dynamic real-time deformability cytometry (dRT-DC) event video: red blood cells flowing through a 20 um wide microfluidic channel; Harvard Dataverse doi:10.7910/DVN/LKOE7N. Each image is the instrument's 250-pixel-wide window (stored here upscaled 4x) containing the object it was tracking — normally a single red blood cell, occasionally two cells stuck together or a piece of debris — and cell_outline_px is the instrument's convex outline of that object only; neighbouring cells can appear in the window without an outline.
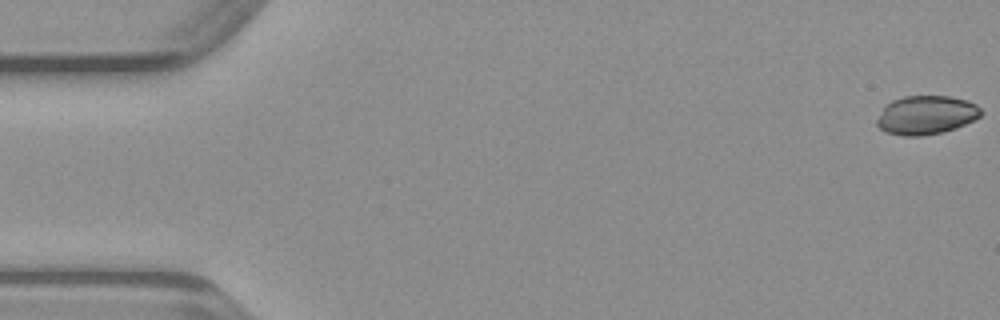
{"species": "common noctule bat (a hibernating species)", "species_latin": "Nyctalus noctula", "temperature_condition": "warm", "stored_images_in_passage": 49, "camera_frame_rate_fps": 3000, "um_per_image_px": 0.085, "animal": {"sex": "male", "body_mass_g": 23.1, "forearm_length_mm": 52.7}, "frame": {"image": 1, "passage_image": 1, "time_ms": 0.0, "image_size_px": [1000, 320], "cell_outline_px": [[984, 112], [980, 116], [956, 128], [944, 132], [920, 136], [904, 136], [888, 132], [880, 128], [876, 124], [876, 120], [884, 108], [892, 100], [904, 96], [948, 96], [968, 100], [976, 104]], "centroid_in_image_um": [78.75, 9.77], "position_along_channel_um": 6.3, "area_um2": 23.41}}
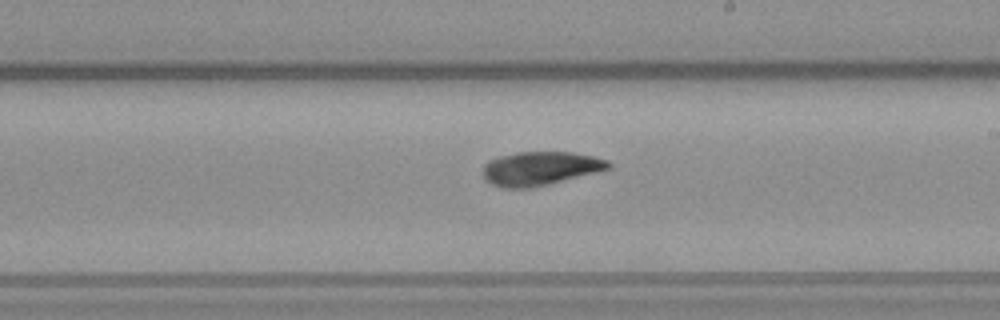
{"frame": {"image": 2, "passage_image": 28, "time_ms": 9.0, "image_size_px": [1000, 320], "cell_outline_px": [[612, 168], [532, 188], [504, 188], [492, 184], [484, 180], [484, 164], [488, 160], [500, 156], [516, 152], [572, 152], [592, 156], [608, 160], [612, 164]], "centroid_in_image_um": [45.91, 14.31], "position_along_channel_um": 243.1, "area_um2": 24.68}}
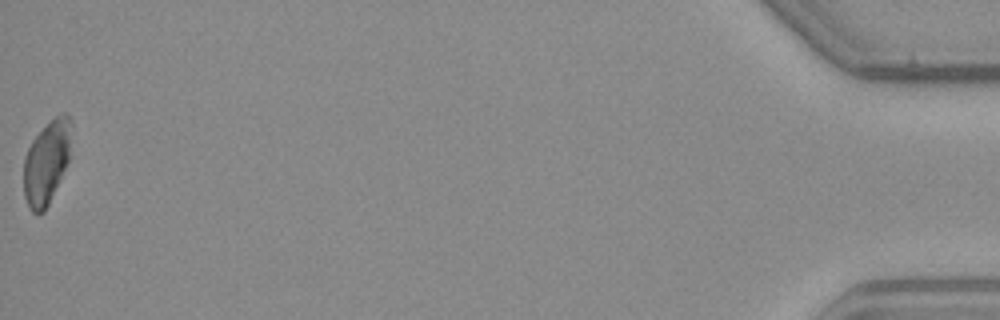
{"frame": {"image": 3, "passage_image": 49, "time_ms": 16.0, "image_size_px": [1000, 320], "cell_outline_px": [[72, 124], [68, 160], [60, 180], [44, 212], [36, 216], [28, 208], [24, 196], [24, 156], [32, 140], [60, 112], [68, 112], [72, 120]], "centroid_in_image_um": [3.96, 13.8], "position_along_channel_um": 431.2, "area_um2": 23.18}}